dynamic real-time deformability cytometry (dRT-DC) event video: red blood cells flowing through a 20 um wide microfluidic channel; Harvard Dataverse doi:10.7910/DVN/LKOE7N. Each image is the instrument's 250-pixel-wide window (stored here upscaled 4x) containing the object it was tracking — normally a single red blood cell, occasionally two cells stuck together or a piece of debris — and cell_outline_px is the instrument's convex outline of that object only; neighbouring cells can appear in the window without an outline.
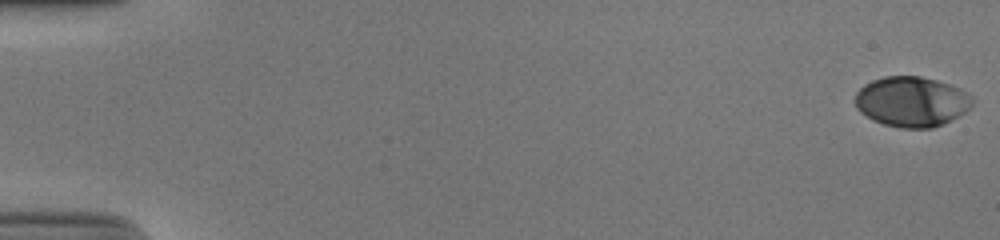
{"species": "human", "species_latin": "Homo sapiens", "temperature_condition": "cold", "stored_images_in_passage": 54, "camera_frame_rate_fps": 3000, "um_per_image_px": 0.085, "donor": {"sex": "male"}, "frame": {"image": 1, "passage_image": 1, "time_ms": 0.0, "image_size_px": [1000, 240], "cell_outline_px": [[972, 104], [964, 112], [944, 124], [932, 128], [900, 128], [884, 124], [872, 120], [860, 112], [856, 108], [852, 100], [856, 92], [864, 84], [872, 80], [884, 76], [920, 76], [936, 80], [960, 88], [972, 96]], "centroid_in_image_um": [77.44, 8.64], "position_along_channel_um": 7.6, "area_um2": 34.51}}
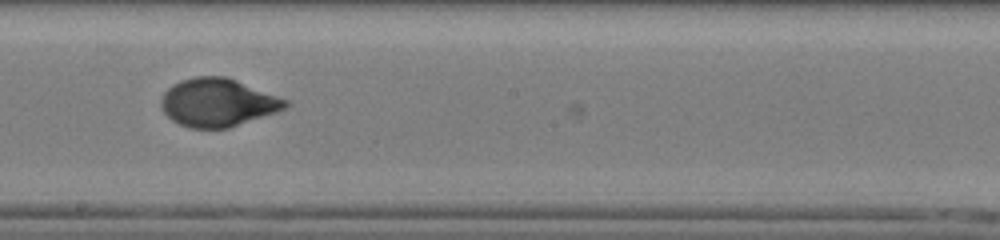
{"frame": {"image": 2, "passage_image": 32, "time_ms": 10.333, "image_size_px": [1000, 240], "cell_outline_px": [[292, 104], [276, 112], [228, 128], [192, 128], [180, 124], [172, 120], [160, 108], [160, 96], [172, 84], [180, 80], [196, 76], [224, 76], [236, 80], [288, 100]], "centroid_in_image_um": [18.47, 8.71], "position_along_channel_um": 229.7, "area_um2": 34.8}}
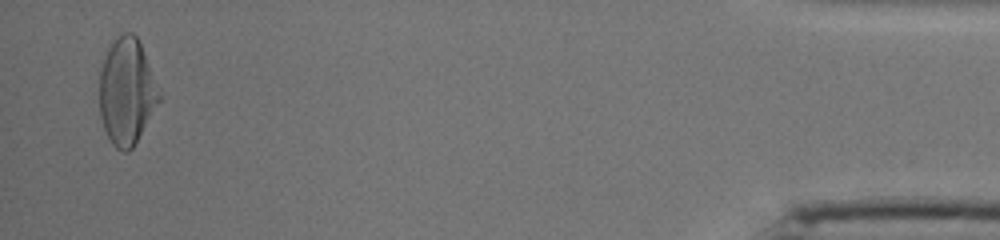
{"frame": {"image": 3, "passage_image": 53, "time_ms": 17.333, "image_size_px": [1000, 240], "cell_outline_px": [[164, 96], [132, 148], [128, 152], [124, 152], [116, 148], [112, 144], [104, 128], [100, 116], [100, 72], [104, 60], [112, 44], [124, 32], [132, 32], [136, 36], [140, 44]], "centroid_in_image_um": [10.82, 7.83], "position_along_channel_um": 424.4, "area_um2": 36.88}, "authors_computed_cell_mechanics": {"area_um2": 34.6222, "velocity_mm_per_s": 3.8666, "shape_relaxation_time_tau1_ms": 4.1061, "shape_relaxation_time_tau2_ms": null, "deformation_change_tau1": 0.187, "deformation_change_tau2": null}}